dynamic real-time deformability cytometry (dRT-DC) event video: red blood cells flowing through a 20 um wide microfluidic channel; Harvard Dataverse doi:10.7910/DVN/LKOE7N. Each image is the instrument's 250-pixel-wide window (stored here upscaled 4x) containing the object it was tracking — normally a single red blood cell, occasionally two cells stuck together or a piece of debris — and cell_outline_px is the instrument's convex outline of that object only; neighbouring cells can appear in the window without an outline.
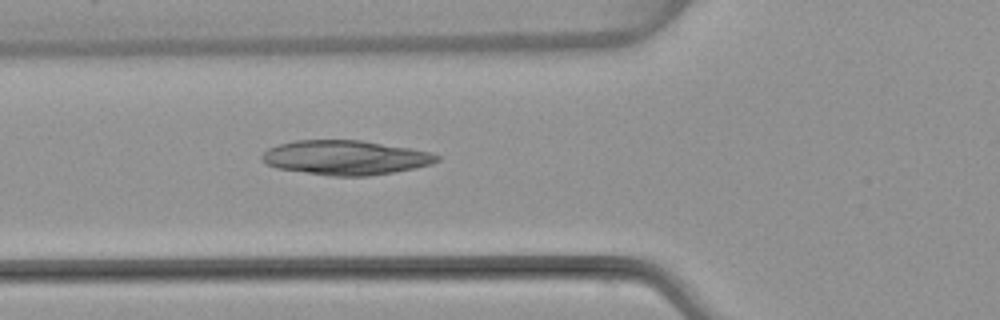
{"species": "common noctule bat (a hibernating species)", "species_latin": "Nyctalus noctula", "temperature_condition": "warm", "stored_images_in_passage": 5, "camera_frame_rate_fps": 3000, "um_per_image_px": 0.085, "animal": {"sex": "female", "body_mass_g": 22.7, "forearm_length_mm": 54.2}, "frame": {"image": 1, "passage_image": 5, "time_ms": 4.667, "image_size_px": [1000, 320], "cell_outline_px": [[440, 160], [432, 164], [416, 168], [368, 176], [332, 176], [276, 168], [268, 164], [260, 156], [268, 148], [280, 144], [296, 140], [360, 140], [412, 148], [432, 152], [440, 156]], "centroid_in_image_um": [29.42, 13.39], "position_along_channel_um": 96.4, "area_um2": 35.14}}